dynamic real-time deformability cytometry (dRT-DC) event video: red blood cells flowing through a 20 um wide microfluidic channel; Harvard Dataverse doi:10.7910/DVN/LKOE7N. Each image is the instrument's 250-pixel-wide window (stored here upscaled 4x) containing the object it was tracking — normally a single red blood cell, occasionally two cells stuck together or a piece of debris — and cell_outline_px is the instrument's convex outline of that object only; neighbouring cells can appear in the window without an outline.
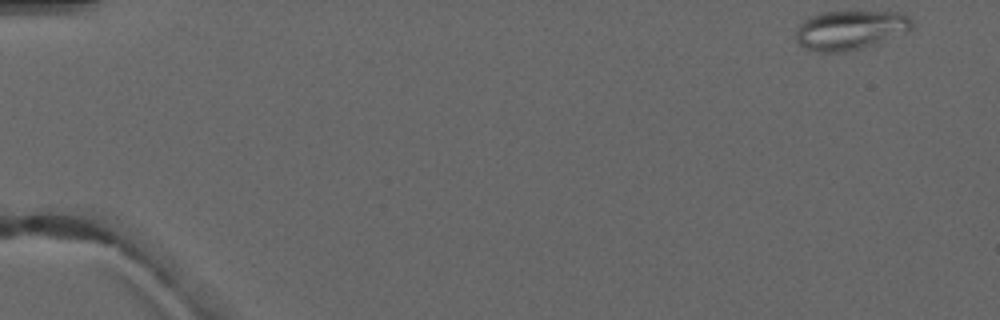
{"species": "common noctule bat (a hibernating species)", "species_latin": "Nyctalus noctula", "temperature_condition": "warm", "stored_images_in_passage": 6, "camera_frame_rate_fps": 3000, "um_per_image_px": 0.085, "animal": {"sex": "male", "forearm_length_mm": 52.5}, "frame": {"image": 1, "passage_image": 1, "time_ms": 0.0, "image_size_px": [1000, 320], "cell_outline_px": [[912, 28], [908, 32], [876, 44], [860, 48], [840, 52], [816, 52], [804, 48], [796, 44], [796, 32], [800, 24], [804, 20], [820, 12], [904, 12], [912, 20]], "centroid_in_image_um": [72.27, 2.56], "position_along_channel_um": 12.7, "area_um2": 26.7}}